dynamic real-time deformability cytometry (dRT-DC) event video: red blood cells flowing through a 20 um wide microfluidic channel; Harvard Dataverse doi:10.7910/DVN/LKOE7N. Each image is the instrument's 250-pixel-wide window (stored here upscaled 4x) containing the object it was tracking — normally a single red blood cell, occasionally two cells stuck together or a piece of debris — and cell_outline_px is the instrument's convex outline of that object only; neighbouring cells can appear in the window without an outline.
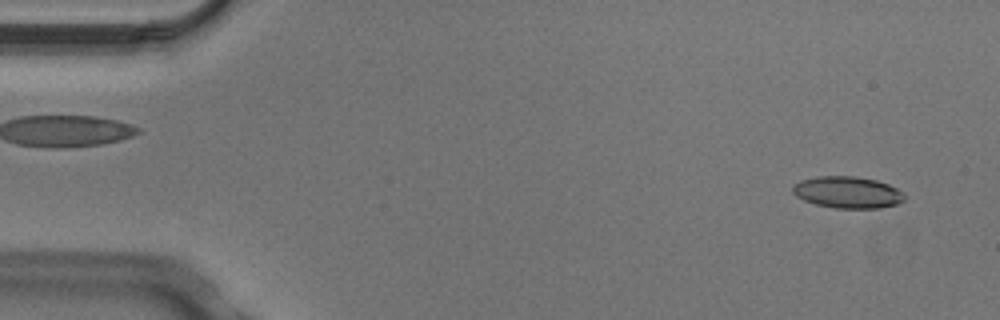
{"species": "Egyptian fruit bat (a non-hibernating species)", "species_latin": "Rousettus aegyptiacus", "temperature_condition": "cold", "stored_images_in_passage": 2, "segment_of_instrument_passage": [2, 2], "camera_frame_rate_fps": 3000, "um_per_image_px": 0.085, "animal": {"sex": "male"}, "frame": {"image": 1, "passage_image": 2, "time_ms": 0.333, "image_size_px": [1000, 320], "cell_outline_px": [[904, 200], [896, 204], [880, 208], [836, 208], [816, 204], [804, 200], [796, 196], [792, 192], [792, 184], [800, 180], [816, 176], [852, 176], [876, 180], [888, 184], [904, 192]], "centroid_in_image_um": [72.02, 16.34], "position_along_channel_um": 13.0, "area_um2": 20.69}}